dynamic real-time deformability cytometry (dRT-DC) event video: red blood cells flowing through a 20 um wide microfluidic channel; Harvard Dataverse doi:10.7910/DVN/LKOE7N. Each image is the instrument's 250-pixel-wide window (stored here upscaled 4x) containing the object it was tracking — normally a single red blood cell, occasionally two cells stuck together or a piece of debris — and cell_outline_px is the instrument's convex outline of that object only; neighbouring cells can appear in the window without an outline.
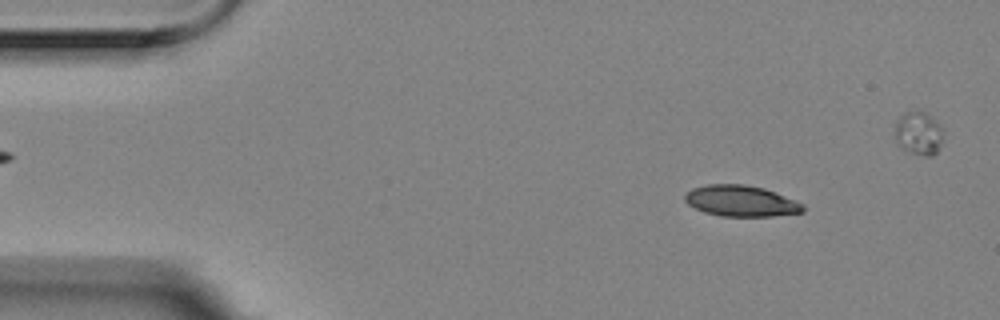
{"species": "Egyptian fruit bat (a non-hibernating species)", "species_latin": "Rousettus aegyptiacus", "temperature_condition": "room temperature", "stored_images_in_passage": 4, "segment_of_instrument_passage": [1, 2], "camera_frame_rate_fps": 3000, "um_per_image_px": 0.085, "animal": {"sex": "female"}, "frame": {"image": 1, "passage_image": 1, "time_ms": 0.0, "image_size_px": [1000, 320], "cell_outline_px": [[804, 212], [772, 216], [720, 216], [704, 212], [688, 204], [684, 200], [684, 196], [692, 188], [708, 184], [744, 184], [764, 188], [796, 200], [804, 204]], "centroid_in_image_um": [63.0, 17.08], "position_along_channel_um": 22.0, "area_um2": 21.39}}
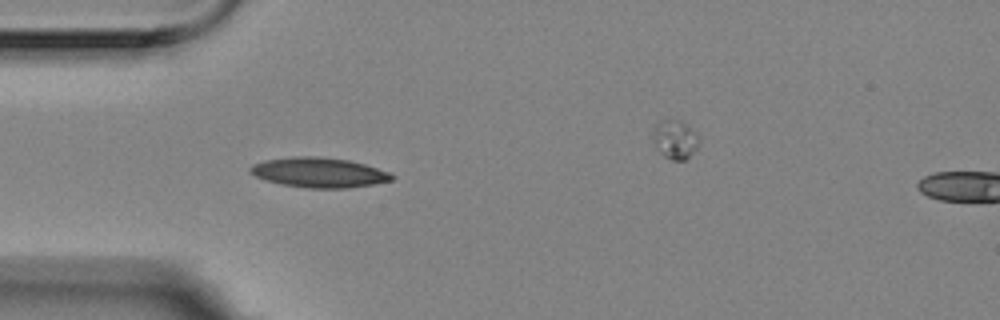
{"frame": {"image": 2, "passage_image": 3, "time_ms": 0.667, "image_size_px": [1000, 320], "cell_outline_px": [[396, 176], [392, 180], [372, 184], [348, 188], [308, 188], [280, 184], [256, 176], [248, 172], [248, 168], [252, 164], [268, 160], [292, 156], [316, 156], [348, 160], [364, 164], [388, 172]], "centroid_in_image_um": [27.09, 14.66], "position_along_channel_um": 57.9, "area_um2": 24.51}}